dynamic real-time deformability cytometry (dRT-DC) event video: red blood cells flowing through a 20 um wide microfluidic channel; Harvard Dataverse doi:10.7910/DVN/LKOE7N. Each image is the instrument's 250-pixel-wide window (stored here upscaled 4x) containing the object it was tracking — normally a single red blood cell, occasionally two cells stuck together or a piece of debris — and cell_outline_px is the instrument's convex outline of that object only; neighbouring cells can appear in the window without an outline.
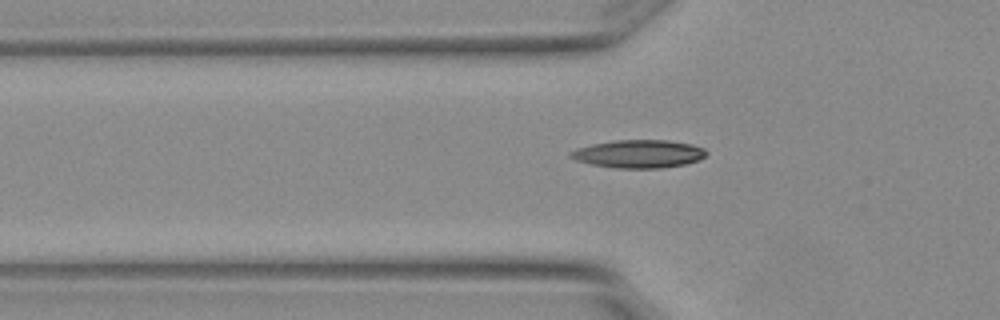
{"species": "Egyptian fruit bat (a non-hibernating species)", "species_latin": "Rousettus aegyptiacus", "temperature_condition": "warm", "stored_images_in_passage": 5, "segment_of_instrument_passage": [2, 2], "camera_frame_rate_fps": 3000, "um_per_image_px": 0.085, "animal": {"sex": "female"}, "frame": {"image": 1, "passage_image": 5, "time_ms": 1.333, "image_size_px": [1000, 320], "cell_outline_px": [[708, 152], [700, 160], [684, 164], [660, 168], [616, 168], [592, 164], [576, 160], [568, 156], [568, 152], [576, 148], [592, 144], [616, 140], [668, 140], [692, 144], [704, 148]], "centroid_in_image_um": [54.29, 13.07], "position_along_channel_um": 71.5, "area_um2": 22.2}}